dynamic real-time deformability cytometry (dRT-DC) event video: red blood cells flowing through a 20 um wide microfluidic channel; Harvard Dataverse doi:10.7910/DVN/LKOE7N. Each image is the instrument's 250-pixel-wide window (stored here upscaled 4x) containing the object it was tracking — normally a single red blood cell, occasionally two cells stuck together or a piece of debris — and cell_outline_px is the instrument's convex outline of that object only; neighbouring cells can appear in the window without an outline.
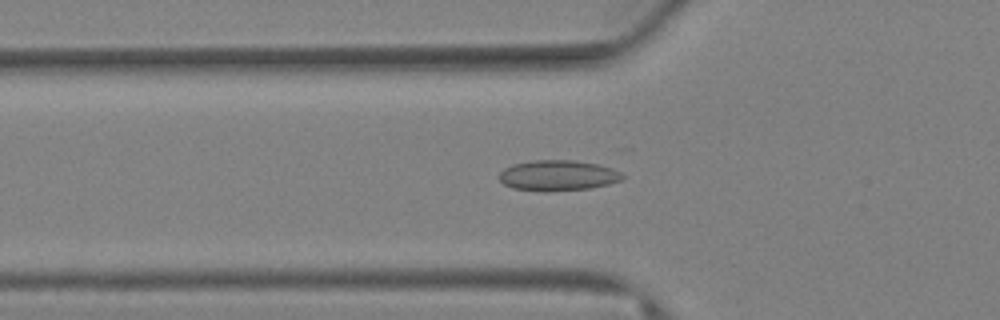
{"species": "Egyptian fruit bat (a non-hibernating species)", "species_latin": "Rousettus aegyptiacus", "temperature_condition": "warm", "stored_images_in_passage": 54, "camera_frame_rate_fps": 3000, "um_per_image_px": 0.085, "animal": {"sex": "female"}, "frame": {"image": 1, "passage_image": 2, "time_ms": 0.333, "image_size_px": [1000, 320], "cell_outline_px": [[624, 176], [620, 180], [608, 184], [592, 188], [548, 192], [544, 192], [512, 188], [504, 184], [500, 180], [500, 172], [504, 168], [512, 164], [532, 160], [572, 160], [600, 164], [612, 168], [620, 172]], "centroid_in_image_um": [47.41, 14.92], "position_along_channel_um": 78.4, "area_um2": 22.14}}
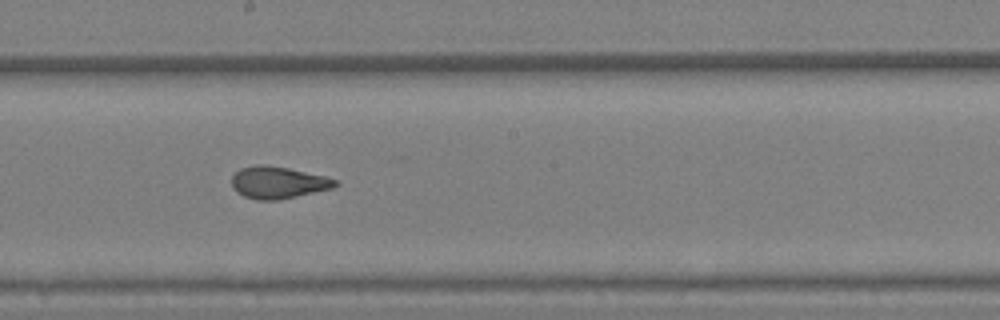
{"frame": {"image": 2, "passage_image": 19, "time_ms": 6.0, "image_size_px": [1000, 320], "cell_outline_px": [[340, 184], [332, 188], [280, 200], [256, 200], [244, 196], [236, 192], [232, 188], [232, 176], [240, 168], [256, 164], [268, 164], [288, 168], [324, 176], [336, 180]], "centroid_in_image_um": [23.6, 15.51], "position_along_channel_um": 224.6, "area_um2": 19.42}}
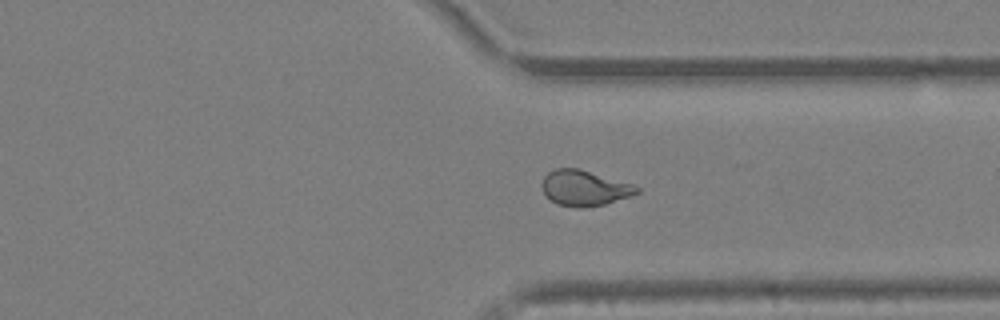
{"frame": {"image": 3, "passage_image": 35, "time_ms": 11.333, "image_size_px": [1000, 320], "cell_outline_px": [[640, 192], [632, 196], [604, 204], [584, 208], [580, 208], [556, 204], [544, 196], [540, 188], [540, 184], [544, 176], [548, 172], [556, 168], [580, 168], [632, 184], [640, 188]], "centroid_in_image_um": [49.63, 15.99], "position_along_channel_um": 361.8, "area_um2": 20.0}, "authors_computed_cell_mechanics": {"area_um2": 19.4786, "velocity_mm_per_s": 2.5731, "shape_relaxation_time_tau1_ms": null, "shape_relaxation_time_tau2_ms": 1.3179, "deformation_change_tau1": null, "deformation_change_tau2": 0.0734}}